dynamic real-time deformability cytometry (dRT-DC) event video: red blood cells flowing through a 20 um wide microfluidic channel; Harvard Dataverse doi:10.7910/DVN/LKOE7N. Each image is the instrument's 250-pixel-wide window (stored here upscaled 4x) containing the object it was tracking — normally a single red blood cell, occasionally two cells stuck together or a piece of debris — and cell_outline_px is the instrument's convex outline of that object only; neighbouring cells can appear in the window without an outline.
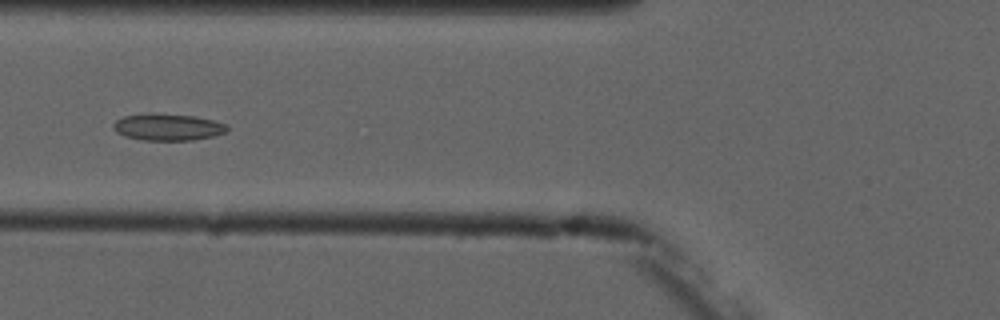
{"species": "common noctule bat (a hibernating species)", "species_latin": "Nyctalus noctula", "temperature_condition": "cold", "stored_images_in_passage": 8, "camera_frame_rate_fps": 3000, "um_per_image_px": 0.085, "animal": {"sex": "male", "forearm_length_mm": 52.5}, "frame": {"image": 1, "passage_image": 5, "time_ms": 4.667, "image_size_px": [1000, 320], "cell_outline_px": [[228, 132], [212, 136], [192, 140], [144, 140], [124, 136], [116, 132], [112, 128], [112, 124], [116, 120], [124, 116], [148, 112], [152, 112], [196, 116], [228, 124]], "centroid_in_image_um": [14.25, 10.78], "position_along_channel_um": 111.6, "area_um2": 18.09}}
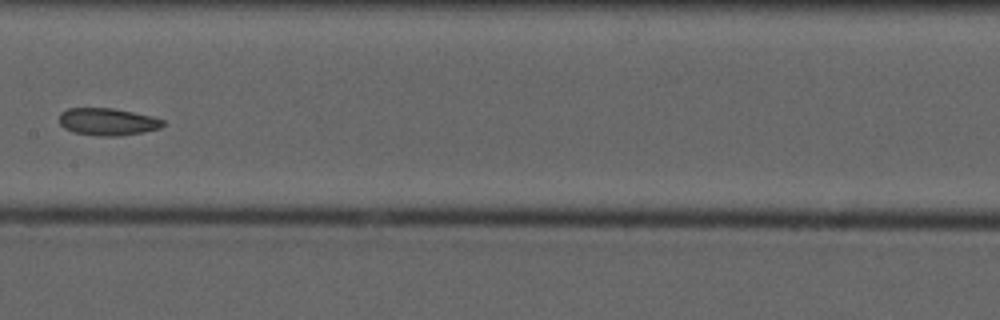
{"frame": {"image": 2, "passage_image": 7, "time_ms": 7.0, "image_size_px": [1000, 320], "cell_outline_px": [[164, 124], [160, 128], [144, 132], [116, 136], [96, 136], [72, 132], [64, 128], [60, 124], [60, 112], [68, 108], [112, 108], [152, 116], [164, 120]], "centroid_in_image_um": [9.13, 10.35], "position_along_channel_um": 198.3, "area_um2": 16.53}}
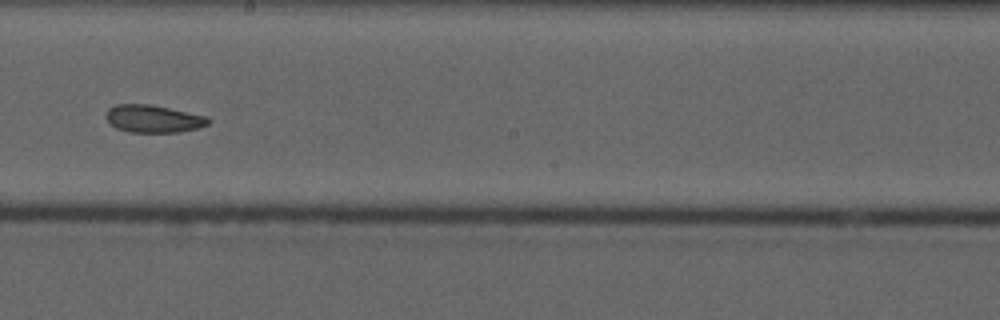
{"frame": {"image": 3, "passage_image": 8, "time_ms": 8.0, "image_size_px": [1000, 320], "cell_outline_px": [[212, 120], [208, 124], [196, 128], [180, 132], [128, 132], [116, 128], [104, 116], [108, 108], [116, 104], [148, 104], [208, 116]], "centroid_in_image_um": [13.03, 10.09], "position_along_channel_um": 235.2, "area_um2": 16.42}}